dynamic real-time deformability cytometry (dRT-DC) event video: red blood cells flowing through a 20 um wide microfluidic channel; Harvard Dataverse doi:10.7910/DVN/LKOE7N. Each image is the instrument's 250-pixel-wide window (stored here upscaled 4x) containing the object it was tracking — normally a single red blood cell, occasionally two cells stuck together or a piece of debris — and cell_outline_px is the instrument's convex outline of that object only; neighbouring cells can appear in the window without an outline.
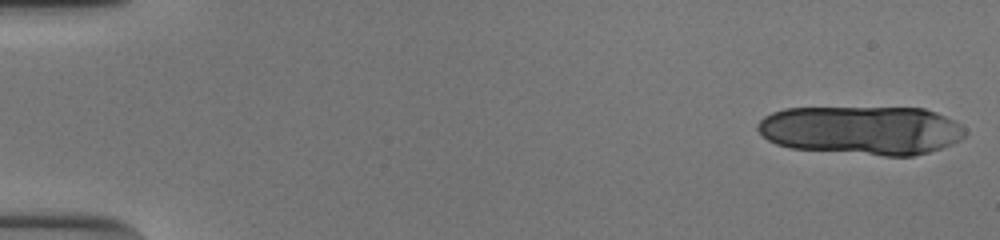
{"species": "human", "species_latin": "Homo sapiens", "temperature_condition": "cold", "stored_images_in_passage": 16, "camera_frame_rate_fps": 3000, "um_per_image_px": 0.085, "donor": {"sex": "male"}, "frame": {"image": 1, "passage_image": 1, "time_ms": 0.0, "image_size_px": [1000, 240], "cell_outline_px": [[968, 132], [960, 140], [952, 144], [928, 152], [912, 156], [884, 156], [788, 148], [776, 144], [768, 140], [756, 128], [756, 124], [764, 116], [772, 112], [784, 108], [924, 108], [936, 112], [960, 124]], "centroid_in_image_um": [73.22, 11.08], "position_along_channel_um": 11.8, "area_um2": 59.3}}